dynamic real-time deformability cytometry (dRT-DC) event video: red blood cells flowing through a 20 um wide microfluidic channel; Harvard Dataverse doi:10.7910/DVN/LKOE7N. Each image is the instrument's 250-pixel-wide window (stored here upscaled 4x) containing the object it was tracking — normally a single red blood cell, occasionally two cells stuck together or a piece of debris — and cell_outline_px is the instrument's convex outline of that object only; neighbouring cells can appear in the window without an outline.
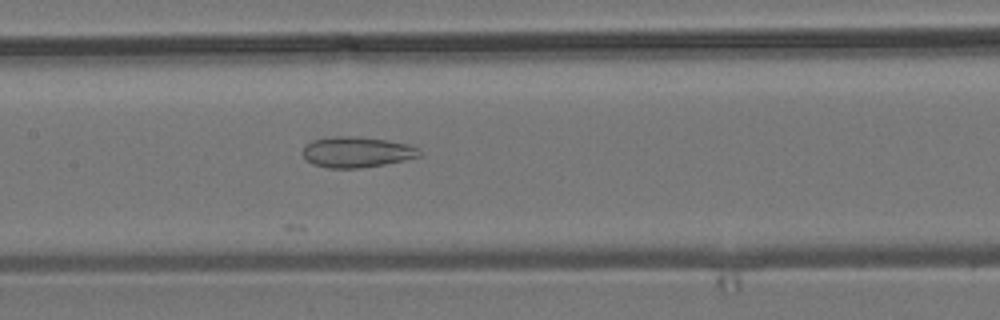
{"species": "common noctule bat (a hibernating species)", "species_latin": "Nyctalus noctula", "temperature_condition": "room temperature", "stored_images_in_passage": 50, "camera_frame_rate_fps": 3000, "um_per_image_px": 0.085, "animal": {"sex": "male", "body_mass_g": 19.2, "forearm_length_mm": 51.8}, "frame": {"image": 1, "passage_image": 22, "time_ms": 7.0, "image_size_px": [1000, 320], "cell_outline_px": [[424, 156], [384, 164], [360, 168], [328, 168], [312, 164], [304, 156], [304, 148], [312, 140], [336, 136], [360, 136], [388, 140], [408, 144], [416, 148]], "centroid_in_image_um": [30.36, 12.92], "position_along_channel_um": 177.0, "area_um2": 20.81}}
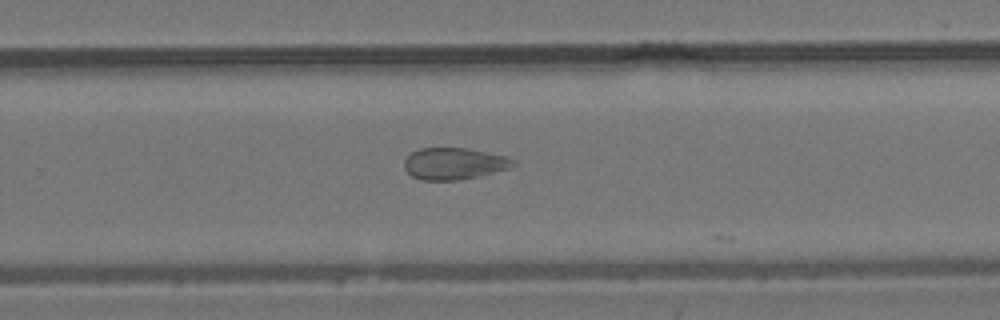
{"frame": {"image": 2, "passage_image": 31, "time_ms": 10.0, "image_size_px": [1000, 320], "cell_outline_px": [[516, 164], [512, 168], [476, 176], [456, 180], [420, 180], [412, 176], [404, 168], [404, 160], [412, 152], [420, 148], [468, 148], [508, 156], [516, 160]], "centroid_in_image_um": [38.63, 13.9], "position_along_channel_um": 291.2, "area_um2": 20.23}}
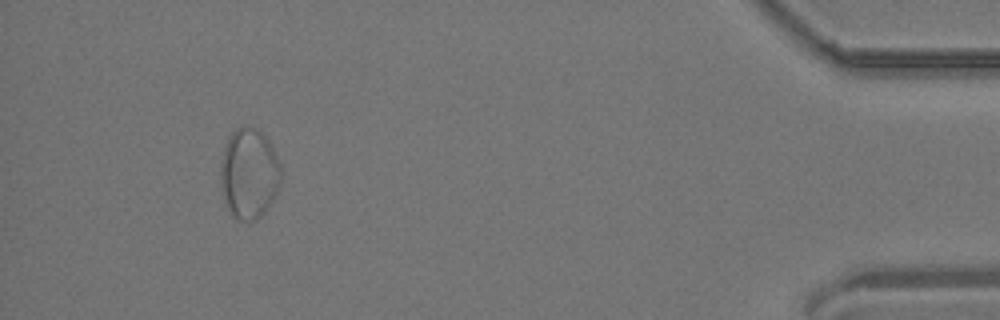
{"frame": {"image": 3, "passage_image": 46, "time_ms": 15.0, "image_size_px": [1000, 320], "cell_outline_px": [[280, 184], [272, 200], [264, 212], [256, 220], [236, 220], [232, 216], [228, 208], [224, 196], [220, 180], [220, 160], [224, 144], [232, 132], [236, 128], [256, 128], [268, 140], [280, 164]], "centroid_in_image_um": [21.14, 14.76], "position_along_channel_um": 414.1, "area_um2": 31.56}, "authors_computed_cell_mechanics": {"area_um2": 27.2527, "velocity_mm_per_s": 3.8287, "shape_relaxation_time_tau1_ms": null, "shape_relaxation_time_tau2_ms": 2.435, "deformation_change_tau1": null, "deformation_change_tau2": 0.0935}}